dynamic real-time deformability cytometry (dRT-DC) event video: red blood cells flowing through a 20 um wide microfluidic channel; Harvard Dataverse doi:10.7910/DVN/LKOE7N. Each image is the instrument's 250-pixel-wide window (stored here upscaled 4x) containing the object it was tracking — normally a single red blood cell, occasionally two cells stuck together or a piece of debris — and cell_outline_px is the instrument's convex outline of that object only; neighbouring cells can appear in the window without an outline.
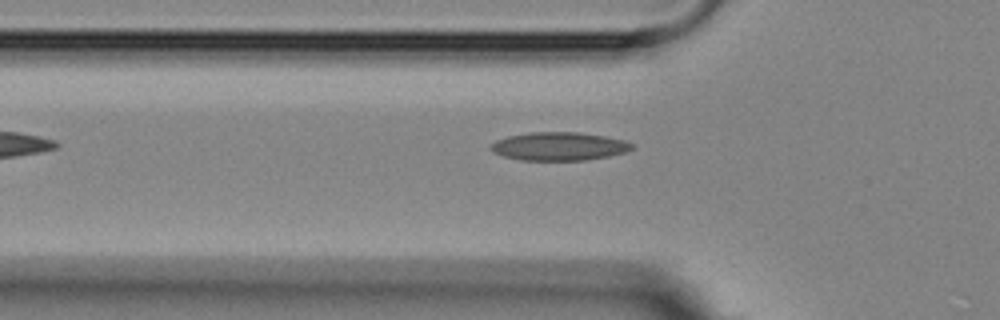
{"species": "Egyptian fruit bat (a non-hibernating species)", "species_latin": "Rousettus aegyptiacus", "temperature_condition": "room temperature", "stored_images_in_passage": 4, "camera_frame_rate_fps": 3000, "um_per_image_px": 0.085, "animal": {"sex": "female"}, "frame": {"image": 1, "passage_image": 4, "time_ms": 4.0, "image_size_px": [1000, 320], "cell_outline_px": [[632, 148], [624, 152], [608, 156], [584, 160], [520, 160], [504, 156], [492, 152], [488, 148], [496, 140], [508, 136], [528, 132], [580, 132], [604, 136], [624, 140], [632, 144]], "centroid_in_image_um": [47.46, 12.43], "position_along_channel_um": 78.3, "area_um2": 23.18}}